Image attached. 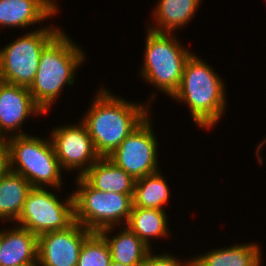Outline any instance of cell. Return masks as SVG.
<instances>
[{"label": "cell", "instance_id": "obj_1", "mask_svg": "<svg viewBox=\"0 0 266 266\" xmlns=\"http://www.w3.org/2000/svg\"><path fill=\"white\" fill-rule=\"evenodd\" d=\"M151 94L146 105L116 97L102 86L96 92L92 105L80 121L86 126L100 157H109L127 136L151 116L148 105L151 101L155 102L153 98L156 97L155 93Z\"/></svg>", "mask_w": 266, "mask_h": 266}, {"label": "cell", "instance_id": "obj_2", "mask_svg": "<svg viewBox=\"0 0 266 266\" xmlns=\"http://www.w3.org/2000/svg\"><path fill=\"white\" fill-rule=\"evenodd\" d=\"M208 63L192 53L186 60L177 91L171 97L187 104L191 118L202 129L211 130L226 110L223 78Z\"/></svg>", "mask_w": 266, "mask_h": 266}, {"label": "cell", "instance_id": "obj_3", "mask_svg": "<svg viewBox=\"0 0 266 266\" xmlns=\"http://www.w3.org/2000/svg\"><path fill=\"white\" fill-rule=\"evenodd\" d=\"M66 34L62 29L43 48L36 76L28 87L34 102L45 115L56 104L63 87L66 84L73 86L75 73L86 58L82 48Z\"/></svg>", "mask_w": 266, "mask_h": 266}, {"label": "cell", "instance_id": "obj_4", "mask_svg": "<svg viewBox=\"0 0 266 266\" xmlns=\"http://www.w3.org/2000/svg\"><path fill=\"white\" fill-rule=\"evenodd\" d=\"M46 138V139H45ZM16 135L6 138L11 171L21 175L32 188H62V171L51 139Z\"/></svg>", "mask_w": 266, "mask_h": 266}, {"label": "cell", "instance_id": "obj_5", "mask_svg": "<svg viewBox=\"0 0 266 266\" xmlns=\"http://www.w3.org/2000/svg\"><path fill=\"white\" fill-rule=\"evenodd\" d=\"M146 32L140 77L159 92L172 97L180 85L185 62L192 53L174 33H160L147 28Z\"/></svg>", "mask_w": 266, "mask_h": 266}, {"label": "cell", "instance_id": "obj_6", "mask_svg": "<svg viewBox=\"0 0 266 266\" xmlns=\"http://www.w3.org/2000/svg\"><path fill=\"white\" fill-rule=\"evenodd\" d=\"M75 179L78 187L72 192L75 222L92 232L126 225L133 207V194L103 192L82 177Z\"/></svg>", "mask_w": 266, "mask_h": 266}, {"label": "cell", "instance_id": "obj_7", "mask_svg": "<svg viewBox=\"0 0 266 266\" xmlns=\"http://www.w3.org/2000/svg\"><path fill=\"white\" fill-rule=\"evenodd\" d=\"M61 30L57 26H41L0 48V81L29 87L36 76L43 48Z\"/></svg>", "mask_w": 266, "mask_h": 266}, {"label": "cell", "instance_id": "obj_8", "mask_svg": "<svg viewBox=\"0 0 266 266\" xmlns=\"http://www.w3.org/2000/svg\"><path fill=\"white\" fill-rule=\"evenodd\" d=\"M74 222L73 193L67 199L59 200L56 193L48 188H32L15 223L39 236L67 229Z\"/></svg>", "mask_w": 266, "mask_h": 266}, {"label": "cell", "instance_id": "obj_9", "mask_svg": "<svg viewBox=\"0 0 266 266\" xmlns=\"http://www.w3.org/2000/svg\"><path fill=\"white\" fill-rule=\"evenodd\" d=\"M148 116L108 157L134 180L161 170L158 140Z\"/></svg>", "mask_w": 266, "mask_h": 266}, {"label": "cell", "instance_id": "obj_10", "mask_svg": "<svg viewBox=\"0 0 266 266\" xmlns=\"http://www.w3.org/2000/svg\"><path fill=\"white\" fill-rule=\"evenodd\" d=\"M49 134L62 170H77L76 177H81L100 158L81 121L55 127Z\"/></svg>", "mask_w": 266, "mask_h": 266}, {"label": "cell", "instance_id": "obj_11", "mask_svg": "<svg viewBox=\"0 0 266 266\" xmlns=\"http://www.w3.org/2000/svg\"><path fill=\"white\" fill-rule=\"evenodd\" d=\"M92 233L74 222L67 229L40 234L37 266H77L81 247Z\"/></svg>", "mask_w": 266, "mask_h": 266}, {"label": "cell", "instance_id": "obj_12", "mask_svg": "<svg viewBox=\"0 0 266 266\" xmlns=\"http://www.w3.org/2000/svg\"><path fill=\"white\" fill-rule=\"evenodd\" d=\"M42 114L45 112L34 102L28 87L0 81V139L27 134L22 132L23 122Z\"/></svg>", "mask_w": 266, "mask_h": 266}, {"label": "cell", "instance_id": "obj_13", "mask_svg": "<svg viewBox=\"0 0 266 266\" xmlns=\"http://www.w3.org/2000/svg\"><path fill=\"white\" fill-rule=\"evenodd\" d=\"M38 236L16 225L0 231V266H37Z\"/></svg>", "mask_w": 266, "mask_h": 266}, {"label": "cell", "instance_id": "obj_14", "mask_svg": "<svg viewBox=\"0 0 266 266\" xmlns=\"http://www.w3.org/2000/svg\"><path fill=\"white\" fill-rule=\"evenodd\" d=\"M55 0H0V26L22 29L51 18L59 12Z\"/></svg>", "mask_w": 266, "mask_h": 266}, {"label": "cell", "instance_id": "obj_15", "mask_svg": "<svg viewBox=\"0 0 266 266\" xmlns=\"http://www.w3.org/2000/svg\"><path fill=\"white\" fill-rule=\"evenodd\" d=\"M122 227L113 236L109 234H112L117 226L103 229L98 233L106 240L112 261L128 266H142L152 249L127 226Z\"/></svg>", "mask_w": 266, "mask_h": 266}, {"label": "cell", "instance_id": "obj_16", "mask_svg": "<svg viewBox=\"0 0 266 266\" xmlns=\"http://www.w3.org/2000/svg\"><path fill=\"white\" fill-rule=\"evenodd\" d=\"M158 1L154 11H152L153 16L151 14L155 20L147 28L160 33H175L176 29L183 28L195 17L202 0Z\"/></svg>", "mask_w": 266, "mask_h": 266}, {"label": "cell", "instance_id": "obj_17", "mask_svg": "<svg viewBox=\"0 0 266 266\" xmlns=\"http://www.w3.org/2000/svg\"><path fill=\"white\" fill-rule=\"evenodd\" d=\"M81 177L103 192L133 194L135 180L108 157H100Z\"/></svg>", "mask_w": 266, "mask_h": 266}, {"label": "cell", "instance_id": "obj_18", "mask_svg": "<svg viewBox=\"0 0 266 266\" xmlns=\"http://www.w3.org/2000/svg\"><path fill=\"white\" fill-rule=\"evenodd\" d=\"M261 255L260 244H234L193 257V266H261Z\"/></svg>", "mask_w": 266, "mask_h": 266}, {"label": "cell", "instance_id": "obj_19", "mask_svg": "<svg viewBox=\"0 0 266 266\" xmlns=\"http://www.w3.org/2000/svg\"><path fill=\"white\" fill-rule=\"evenodd\" d=\"M31 184L21 175L10 171L0 178V221L16 222L23 210Z\"/></svg>", "mask_w": 266, "mask_h": 266}, {"label": "cell", "instance_id": "obj_20", "mask_svg": "<svg viewBox=\"0 0 266 266\" xmlns=\"http://www.w3.org/2000/svg\"><path fill=\"white\" fill-rule=\"evenodd\" d=\"M165 211L133 206L126 226L152 249V238H167L170 233Z\"/></svg>", "mask_w": 266, "mask_h": 266}, {"label": "cell", "instance_id": "obj_21", "mask_svg": "<svg viewBox=\"0 0 266 266\" xmlns=\"http://www.w3.org/2000/svg\"><path fill=\"white\" fill-rule=\"evenodd\" d=\"M169 188L161 170L139 178L134 183L133 206L165 210L171 197Z\"/></svg>", "mask_w": 266, "mask_h": 266}, {"label": "cell", "instance_id": "obj_22", "mask_svg": "<svg viewBox=\"0 0 266 266\" xmlns=\"http://www.w3.org/2000/svg\"><path fill=\"white\" fill-rule=\"evenodd\" d=\"M111 254L106 240L93 232L83 243L77 266H109Z\"/></svg>", "mask_w": 266, "mask_h": 266}, {"label": "cell", "instance_id": "obj_23", "mask_svg": "<svg viewBox=\"0 0 266 266\" xmlns=\"http://www.w3.org/2000/svg\"><path fill=\"white\" fill-rule=\"evenodd\" d=\"M153 250L149 253L147 258L144 260L142 266H193V258L190 260H179L173 254H154Z\"/></svg>", "mask_w": 266, "mask_h": 266}, {"label": "cell", "instance_id": "obj_24", "mask_svg": "<svg viewBox=\"0 0 266 266\" xmlns=\"http://www.w3.org/2000/svg\"><path fill=\"white\" fill-rule=\"evenodd\" d=\"M11 171L10 151L6 139H0V178Z\"/></svg>", "mask_w": 266, "mask_h": 266}, {"label": "cell", "instance_id": "obj_25", "mask_svg": "<svg viewBox=\"0 0 266 266\" xmlns=\"http://www.w3.org/2000/svg\"><path fill=\"white\" fill-rule=\"evenodd\" d=\"M109 266H128V265H124V264H121V263H118V262H115V261L111 260Z\"/></svg>", "mask_w": 266, "mask_h": 266}]
</instances>
